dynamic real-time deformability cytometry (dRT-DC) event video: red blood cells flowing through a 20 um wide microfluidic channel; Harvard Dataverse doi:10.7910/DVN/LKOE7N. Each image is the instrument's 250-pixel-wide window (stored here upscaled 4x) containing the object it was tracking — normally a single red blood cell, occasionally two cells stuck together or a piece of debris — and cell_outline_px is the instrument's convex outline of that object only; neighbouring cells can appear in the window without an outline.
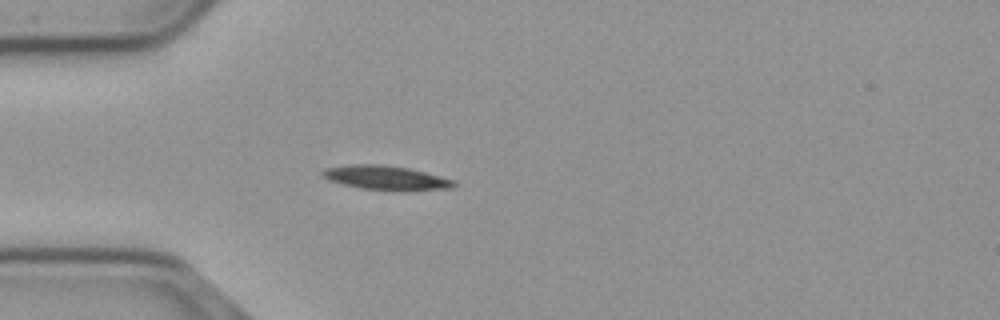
{"species": "common noctule bat (a hibernating species)", "species_latin": "Nyctalus noctula", "temperature_condition": "cold", "stored_images_in_passage": 41, "camera_frame_rate_fps": 3000, "um_per_image_px": 0.085, "animal": {"sex": "male", "body_mass_g": 23.1, "forearm_length_mm": 52.7}, "frame": {"image": 1, "passage_image": 1, "time_ms": 0.0, "image_size_px": [1000, 320], "cell_outline_px": [[456, 184], [452, 188], [408, 192], [392, 192], [360, 188], [328, 180], [320, 172], [328, 168], [352, 164], [380, 164], [408, 168], [456, 180]], "centroid_in_image_um": [32.88, 15.15], "position_along_channel_um": 52.1, "area_um2": 18.9}}
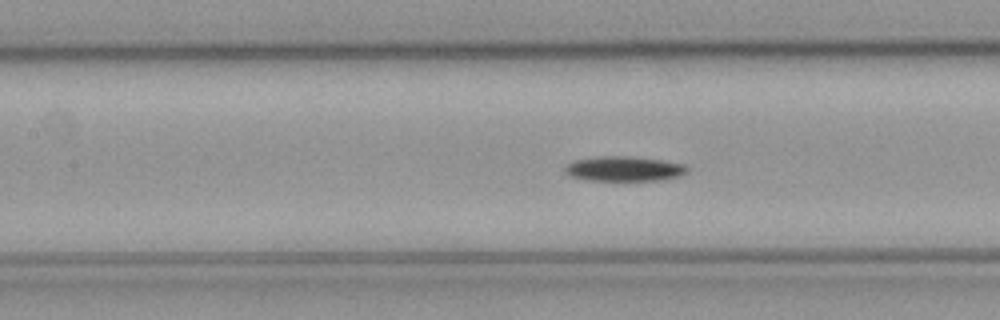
{"frame": {"image": 2, "passage_image": 10, "time_ms": 3.0, "image_size_px": [1000, 320], "cell_outline_px": [[688, 172], [680, 176], [660, 180], [584, 180], [568, 176], [564, 172], [564, 168], [568, 164], [576, 160], [600, 156], [628, 156], [660, 160], [684, 164], [688, 168]], "centroid_in_image_um": [53.03, 14.35], "position_along_channel_um": 154.4, "area_um2": 17.69}}
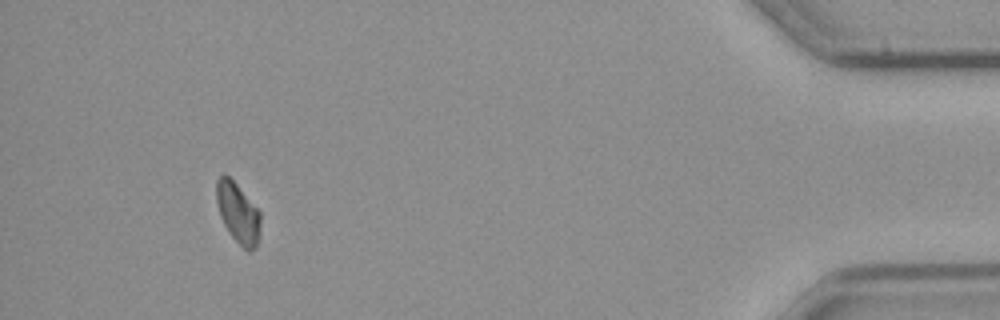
{"frame": {"image": 3, "passage_image": 37, "time_ms": 12.0, "image_size_px": [1000, 320], "cell_outline_px": [[260, 232], [256, 244], [248, 252], [228, 232], [220, 216], [216, 200], [216, 180], [224, 172], [236, 184], [260, 212]], "centroid_in_image_um": [20.2, 18.07], "position_along_channel_um": 415.0, "area_um2": 15.2}, "authors_computed_cell_mechanics": {"area_um2": 16.9932, "velocity_mm_per_s": 3.6795, "shape_relaxation_time_tau1_ms": 1.6562, "shape_relaxation_time_tau2_ms": null, "deformation_change_tau1": 0.1016, "deformation_change_tau2": null}}